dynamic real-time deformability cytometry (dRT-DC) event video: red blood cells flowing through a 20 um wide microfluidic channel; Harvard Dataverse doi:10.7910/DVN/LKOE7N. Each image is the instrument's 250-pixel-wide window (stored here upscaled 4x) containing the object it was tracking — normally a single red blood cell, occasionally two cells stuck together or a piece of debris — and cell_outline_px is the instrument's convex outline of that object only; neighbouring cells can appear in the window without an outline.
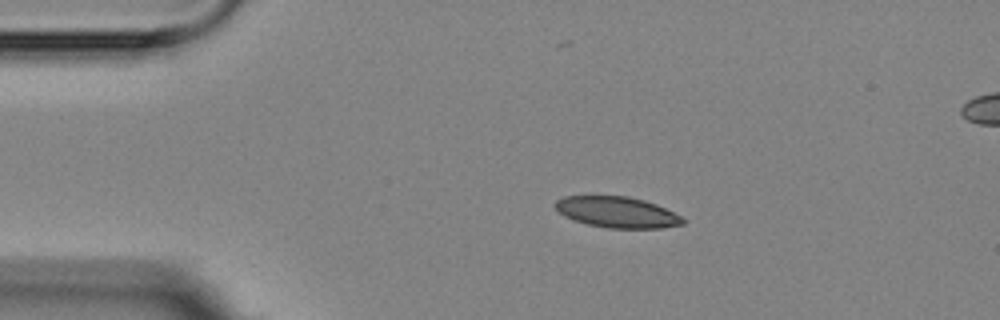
{"species": "Egyptian fruit bat (a non-hibernating species)", "species_latin": "Rousettus aegyptiacus", "temperature_condition": "room temperature", "stored_images_in_passage": 4, "segment_of_instrument_passage": [1, 2], "camera_frame_rate_fps": 3000, "um_per_image_px": 0.085, "animal": {"sex": "female"}, "frame": {"image": 1, "passage_image": 2, "time_ms": 2.0, "image_size_px": [1000, 320], "cell_outline_px": [[688, 220], [684, 224], [660, 228], [608, 228], [588, 224], [572, 220], [564, 216], [556, 208], [556, 200], [564, 196], [628, 196], [644, 200], [656, 204]], "centroid_in_image_um": [52.46, 18.04], "position_along_channel_um": 32.5, "area_um2": 22.95}}